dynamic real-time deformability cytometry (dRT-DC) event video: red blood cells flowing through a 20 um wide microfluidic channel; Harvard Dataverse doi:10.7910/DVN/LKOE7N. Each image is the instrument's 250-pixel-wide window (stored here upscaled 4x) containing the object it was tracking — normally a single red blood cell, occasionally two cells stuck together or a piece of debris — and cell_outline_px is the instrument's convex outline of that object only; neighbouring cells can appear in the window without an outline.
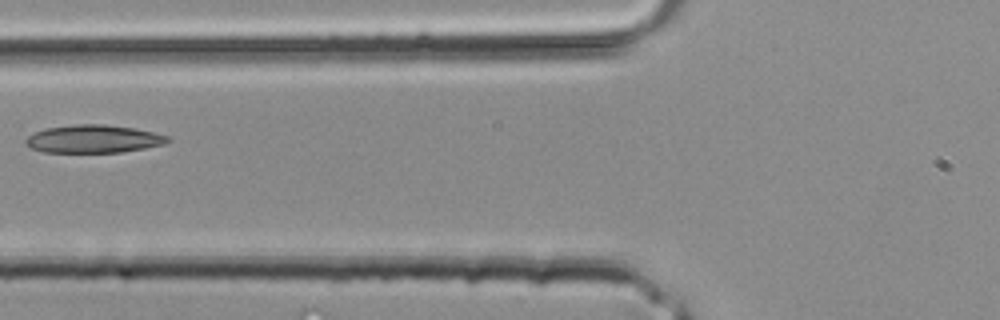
{"species": "common noctule bat (a hibernating species)", "species_latin": "Nyctalus noctula", "temperature_condition": "room temperature", "stored_images_in_passage": 4, "camera_frame_rate_fps": 3000, "um_per_image_px": 0.085, "animal": {"sex": "male", "body_mass_g": 20.4}, "frame": {"image": 1, "passage_image": 4, "time_ms": 1.0, "image_size_px": [1000, 320], "cell_outline_px": [[172, 140], [164, 144], [144, 148], [120, 152], [44, 152], [32, 148], [24, 144], [24, 140], [28, 136], [44, 128], [72, 124], [104, 124], [136, 128], [168, 136]], "centroid_in_image_um": [7.93, 11.8], "position_along_channel_um": 117.9, "area_um2": 23.18}}